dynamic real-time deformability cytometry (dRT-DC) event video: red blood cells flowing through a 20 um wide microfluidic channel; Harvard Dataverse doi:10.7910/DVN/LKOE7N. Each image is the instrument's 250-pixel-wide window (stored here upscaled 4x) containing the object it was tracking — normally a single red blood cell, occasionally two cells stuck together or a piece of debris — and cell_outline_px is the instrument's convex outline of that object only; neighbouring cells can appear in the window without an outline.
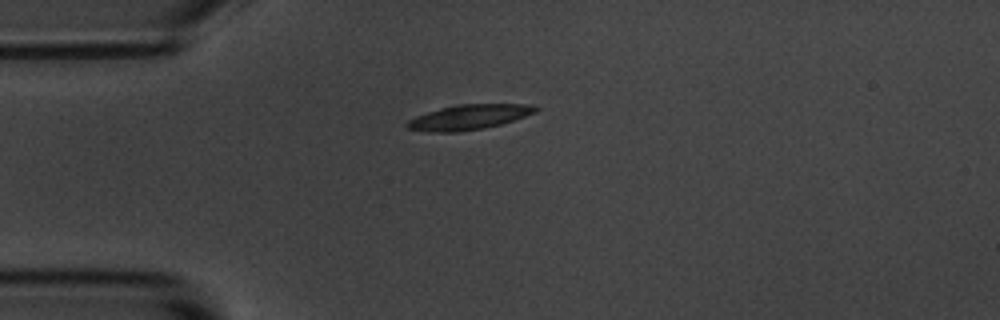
{"species": "common noctule bat (a hibernating species)", "species_latin": "Nyctalus noctula", "temperature_condition": "room temperature", "stored_images_in_passage": 2, "camera_frame_rate_fps": 3000, "um_per_image_px": 0.085, "animal": {"sex": "male", "body_mass_g": 20.1, "forearm_length_mm": 53.5}, "frame": {"image": 1, "passage_image": 1, "time_ms": 0.0, "image_size_px": [1000, 320], "cell_outline_px": [[540, 108], [536, 112], [500, 124], [484, 128], [456, 132], [428, 132], [408, 128], [404, 124], [408, 120], [416, 116], [440, 108], [460, 104], [528, 104]], "centroid_in_image_um": [39.83, 9.95], "position_along_channel_um": 45.2, "area_um2": 18.5}}
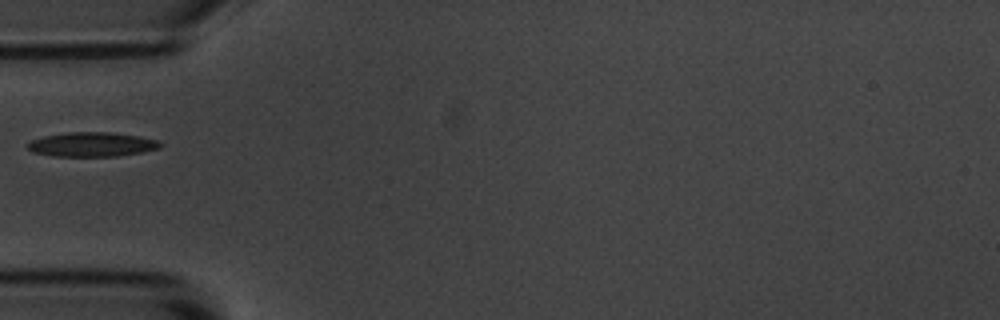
{"frame": {"image": 2, "passage_image": 2, "time_ms": 1.333, "image_size_px": [1000, 320], "cell_outline_px": [[164, 144], [160, 148], [140, 152], [116, 156], [56, 156], [32, 152], [28, 148], [28, 140], [44, 136], [68, 132], [108, 132], [140, 136], [160, 140]], "centroid_in_image_um": [7.83, 12.27], "position_along_channel_um": 77.2, "area_um2": 18.9}}